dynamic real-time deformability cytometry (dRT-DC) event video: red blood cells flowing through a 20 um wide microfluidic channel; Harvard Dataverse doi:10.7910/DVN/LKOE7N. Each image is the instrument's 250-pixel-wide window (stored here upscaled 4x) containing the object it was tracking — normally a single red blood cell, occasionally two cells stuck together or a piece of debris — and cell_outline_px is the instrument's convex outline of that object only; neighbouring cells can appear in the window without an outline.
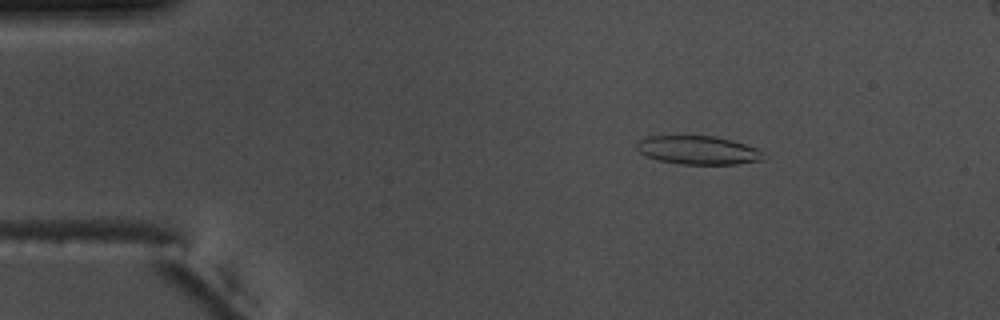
{"species": "common noctule bat (a hibernating species)", "species_latin": "Nyctalus noctula", "temperature_condition": "warm", "stored_images_in_passage": 54, "camera_frame_rate_fps": 3000, "um_per_image_px": 0.085, "animal": {"sex": "male", "body_mass_g": 17.5, "forearm_length_mm": 52.3}, "frame": {"image": 1, "passage_image": 9, "time_ms": 2.667, "image_size_px": [1000, 320], "cell_outline_px": [[764, 160], [736, 164], [680, 164], [660, 160], [648, 156], [640, 152], [636, 148], [636, 144], [640, 140], [648, 136], [712, 136], [732, 140], [756, 148], [760, 152]], "centroid_in_image_um": [59.32, 12.76], "position_along_channel_um": 25.7, "area_um2": 20.75}}
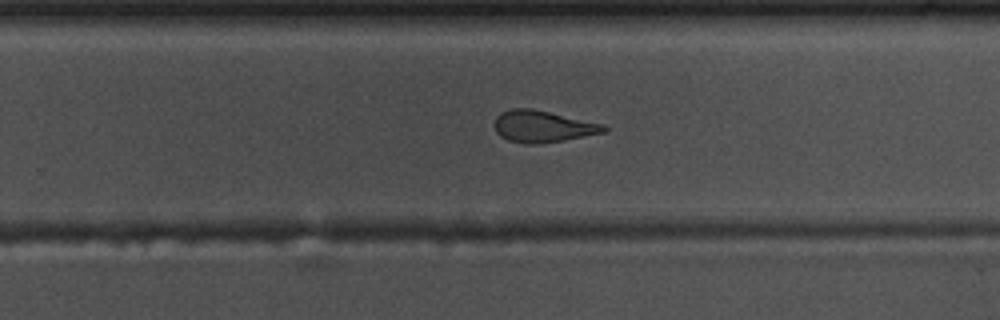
{"frame": {"image": 2, "passage_image": 35, "time_ms": 11.333, "image_size_px": [1000, 320], "cell_outline_px": [[608, 128], [604, 132], [564, 140], [536, 144], [524, 144], [508, 140], [500, 136], [496, 132], [496, 116], [500, 112], [512, 108], [532, 108], [604, 124]], "centroid_in_image_um": [46.12, 10.74], "position_along_channel_um": 283.7, "area_um2": 20.11}}
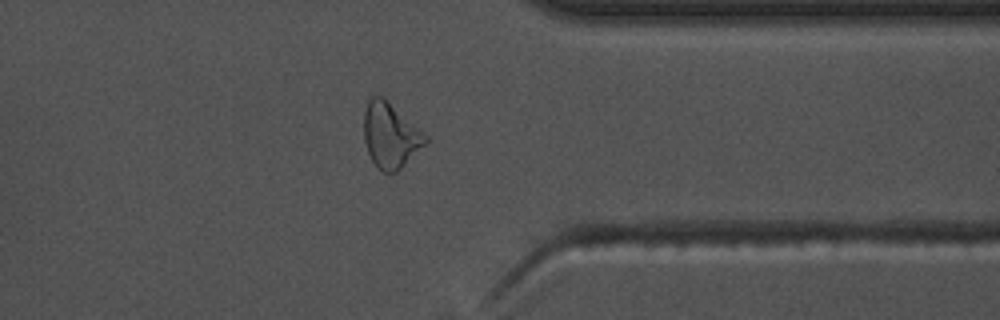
{"frame": {"image": 3, "passage_image": 43, "time_ms": 14.0, "image_size_px": [1000, 320], "cell_outline_px": [[428, 144], [392, 176], [376, 168], [368, 152], [364, 140], [364, 108], [368, 100], [372, 96], [380, 96], [424, 132], [428, 136]], "centroid_in_image_um": [33.2, 11.57], "position_along_channel_um": 378.2, "area_um2": 23.47}, "authors_computed_cell_mechanics": {"area_um2": 21.7039, "velocity_mm_per_s": 3.774, "shape_relaxation_time_tau1_ms": null, "shape_relaxation_time_tau2_ms": 2.0683, "deformation_change_tau1": null, "deformation_change_tau2": 0.107}}